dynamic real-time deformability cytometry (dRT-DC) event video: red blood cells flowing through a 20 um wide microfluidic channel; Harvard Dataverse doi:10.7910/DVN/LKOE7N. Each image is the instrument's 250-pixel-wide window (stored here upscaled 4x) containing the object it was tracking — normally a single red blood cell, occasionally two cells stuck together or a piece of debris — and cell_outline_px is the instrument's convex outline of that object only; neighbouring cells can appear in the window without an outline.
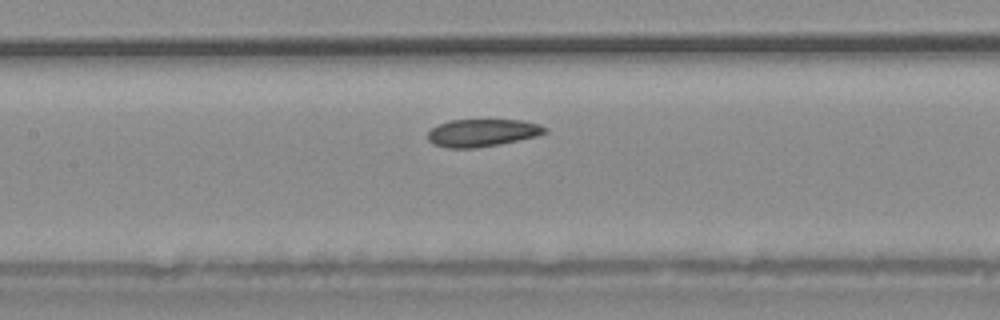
{"species": "common noctule bat (a hibernating species)", "species_latin": "Nyctalus noctula", "temperature_condition": "warm", "stored_images_in_passage": 32, "camera_frame_rate_fps": 3000, "um_per_image_px": 0.085, "animal": {"sex": "male", "body_mass_g": 20.4}, "frame": {"image": 1, "passage_image": 14, "time_ms": 4.333, "image_size_px": [1000, 320], "cell_outline_px": [[548, 132], [536, 136], [500, 144], [476, 148], [448, 148], [432, 144], [428, 140], [428, 132], [432, 128], [440, 124], [452, 120], [524, 120], [540, 124], [548, 128]], "centroid_in_image_um": [41.02, 11.29], "position_along_channel_um": 166.4, "area_um2": 18.84}}
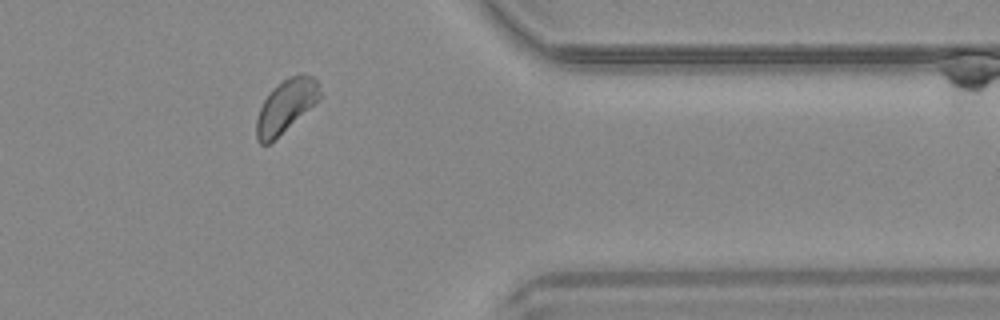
{"frame": {"image": 2, "passage_image": 28, "time_ms": 9.0, "image_size_px": [1000, 320], "cell_outline_px": [[320, 100], [268, 144], [260, 144], [256, 140], [256, 120], [260, 108], [268, 92], [276, 84], [288, 76], [312, 76], [320, 84]], "centroid_in_image_um": [24.28, 9.01], "position_along_channel_um": 387.1, "area_um2": 19.36}}